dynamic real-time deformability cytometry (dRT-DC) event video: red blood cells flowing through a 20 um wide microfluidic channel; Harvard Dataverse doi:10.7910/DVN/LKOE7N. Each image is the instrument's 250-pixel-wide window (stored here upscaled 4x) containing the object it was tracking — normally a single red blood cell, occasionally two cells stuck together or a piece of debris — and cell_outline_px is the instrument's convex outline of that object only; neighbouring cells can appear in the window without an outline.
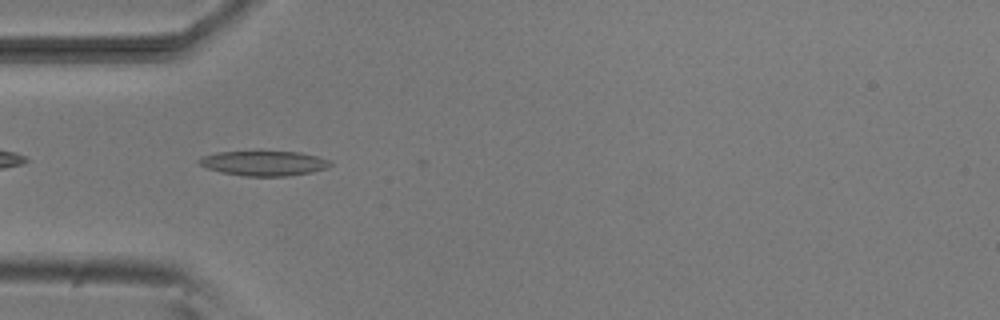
{"species": "common noctule bat (a hibernating species)", "species_latin": "Nyctalus noctula", "temperature_condition": "room temperature", "stored_images_in_passage": 5, "camera_frame_rate_fps": 3000, "um_per_image_px": 0.085, "animal": {"sex": "male", "body_mass_g": 20.5, "forearm_length_mm": 52.5}, "frame": {"image": 1, "passage_image": 3, "time_ms": 0.667, "image_size_px": [1000, 320], "cell_outline_px": [[332, 164], [324, 168], [312, 172], [284, 176], [244, 176], [220, 172], [208, 168], [200, 164], [196, 160], [200, 156], [216, 152], [300, 152], [316, 156], [328, 160]], "centroid_in_image_um": [22.37, 13.88], "position_along_channel_um": 62.6, "area_um2": 18.79}}